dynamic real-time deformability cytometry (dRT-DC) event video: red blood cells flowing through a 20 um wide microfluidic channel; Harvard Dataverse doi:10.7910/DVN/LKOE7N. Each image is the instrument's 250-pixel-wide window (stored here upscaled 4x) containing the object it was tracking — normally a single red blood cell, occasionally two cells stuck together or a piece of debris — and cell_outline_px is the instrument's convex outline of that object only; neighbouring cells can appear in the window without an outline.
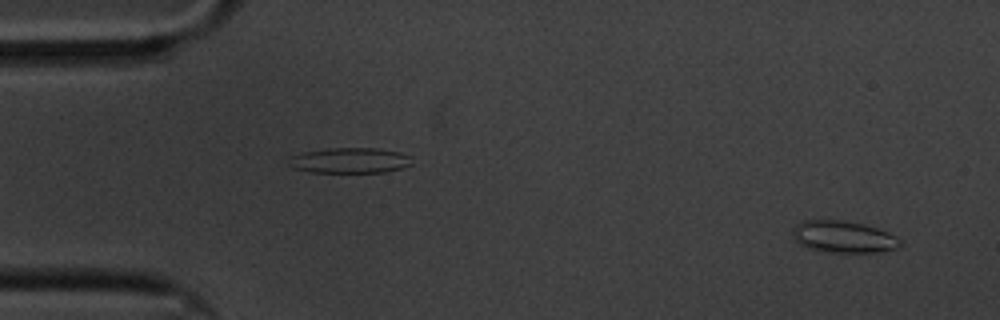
{"species": "common noctule bat (a hibernating species)", "species_latin": "Nyctalus noctula", "temperature_condition": "cold", "stored_images_in_passage": 59, "segment_of_instrument_passage": [1, 2], "camera_frame_rate_fps": 3000, "um_per_image_px": 0.085, "animal": {"sex": "male", "body_mass_g": 20.1, "forearm_length_mm": 53.5}, "frame": {"image": 1, "passage_image": 2, "time_ms": 0.333, "image_size_px": [1000, 320], "cell_outline_px": [[904, 244], [896, 248], [880, 252], [828, 252], [808, 248], [800, 244], [792, 236], [792, 228], [796, 224], [804, 220], [844, 220], [864, 224], [888, 232], [896, 236]], "centroid_in_image_um": [71.69, 20.12], "position_along_channel_um": 13.3, "area_um2": 20.06}}
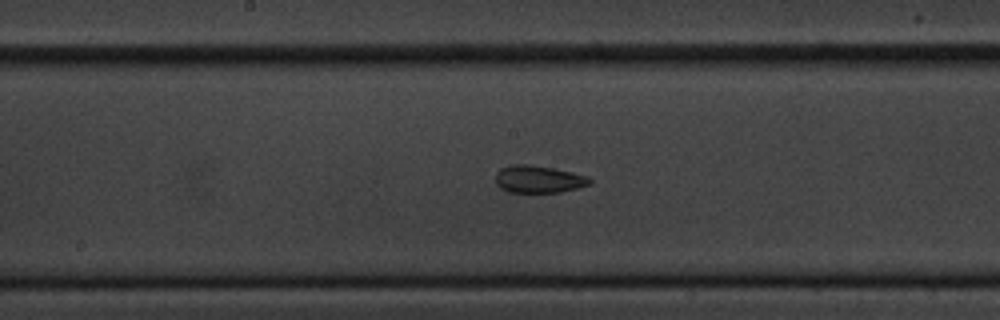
{"frame": {"image": 2, "passage_image": 29, "time_ms": 9.333, "image_size_px": [1000, 320], "cell_outline_px": [[592, 184], [560, 192], [508, 192], [500, 188], [496, 184], [496, 172], [500, 168], [508, 164], [532, 164], [572, 172], [588, 176], [592, 180]], "centroid_in_image_um": [45.75, 15.22], "position_along_channel_um": 202.4, "area_um2": 15.2}}
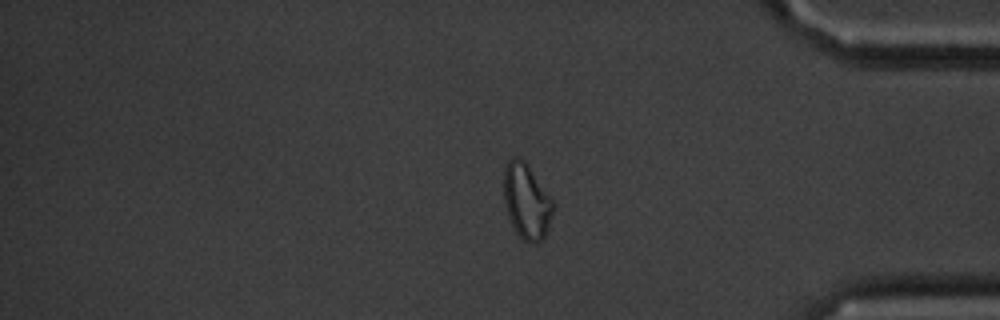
{"frame": {"image": 3, "passage_image": 48, "time_ms": 15.667, "image_size_px": [1000, 320], "cell_outline_px": [[556, 204], [544, 236], [536, 244], [524, 240], [516, 232], [508, 216], [504, 204], [504, 168], [508, 160], [512, 156], [516, 156], [524, 160], [528, 164]], "centroid_in_image_um": [44.76, 17.07], "position_along_channel_um": 390.4, "area_um2": 21.73}}